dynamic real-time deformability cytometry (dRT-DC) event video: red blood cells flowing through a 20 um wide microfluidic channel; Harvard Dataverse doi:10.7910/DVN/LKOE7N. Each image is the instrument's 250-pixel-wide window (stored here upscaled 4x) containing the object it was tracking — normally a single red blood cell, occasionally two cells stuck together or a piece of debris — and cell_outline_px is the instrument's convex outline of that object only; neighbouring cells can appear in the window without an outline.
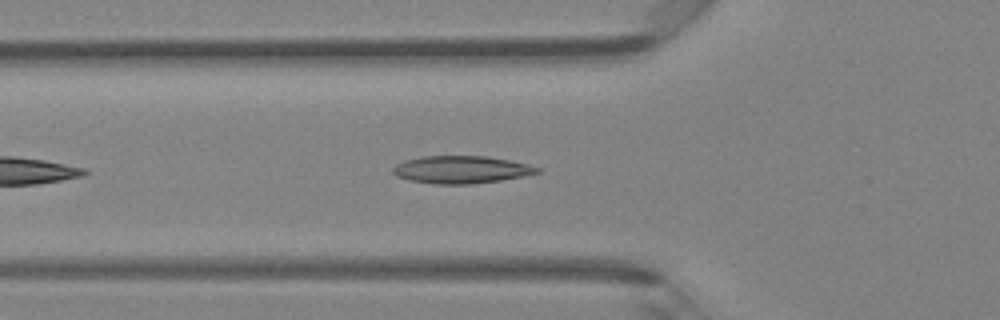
{"species": "Egyptian fruit bat (a non-hibernating species)", "species_latin": "Rousettus aegyptiacus", "temperature_condition": "room temperature", "stored_images_in_passage": 18, "camera_frame_rate_fps": 3000, "um_per_image_px": 0.085, "animal": {"sex": "female"}, "frame": {"image": 1, "passage_image": 6, "time_ms": 1.667, "image_size_px": [1000, 320], "cell_outline_px": [[544, 172], [524, 176], [500, 180], [472, 184], [436, 184], [408, 180], [396, 176], [392, 172], [392, 168], [396, 164], [404, 160], [424, 156], [484, 156], [508, 160], [528, 164], [540, 168]], "centroid_in_image_um": [39.2, 14.42], "position_along_channel_um": 86.6, "area_um2": 23.24}}
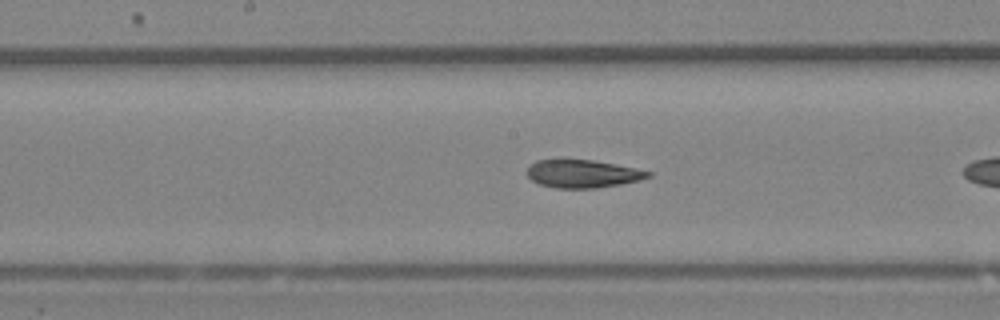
{"frame": {"image": 2, "passage_image": 11, "time_ms": 3.333, "image_size_px": [1000, 320], "cell_outline_px": [[652, 176], [640, 180], [620, 184], [596, 188], [556, 188], [540, 184], [532, 180], [528, 176], [528, 168], [536, 160], [592, 160], [636, 168], [652, 172]], "centroid_in_image_um": [49.56, 14.77], "position_along_channel_um": 198.6, "area_um2": 19.48}}